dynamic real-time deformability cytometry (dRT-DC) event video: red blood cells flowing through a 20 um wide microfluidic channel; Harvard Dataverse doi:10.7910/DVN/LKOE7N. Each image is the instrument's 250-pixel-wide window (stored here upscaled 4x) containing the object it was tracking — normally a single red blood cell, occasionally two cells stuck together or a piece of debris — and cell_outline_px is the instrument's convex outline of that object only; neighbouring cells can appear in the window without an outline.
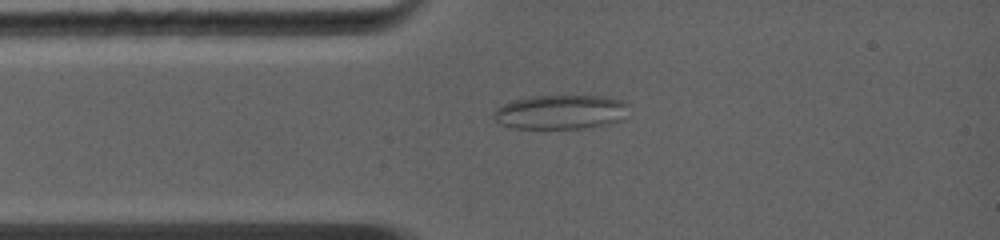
{"species": "common noctule bat (a hibernating species)", "species_latin": "Nyctalus noctula", "temperature_condition": "warm", "stored_images_in_passage": 9, "camera_frame_rate_fps": 5000, "um_per_image_px": 0.085, "animal": {"sex": "female", "body_mass_g": 19.0, "forearm_length_mm": 56.7}, "frame": {"image": 1, "passage_image": 3, "time_ms": 1.6, "image_size_px": [1000, 240], "cell_outline_px": [[628, 104], [624, 120], [604, 124], [580, 128], [512, 128], [500, 124], [492, 116], [496, 108], [512, 100], [532, 96], [600, 96], [624, 100]], "centroid_in_image_um": [47.64, 9.51], "position_along_channel_um": 37.4, "area_um2": 26.93}}
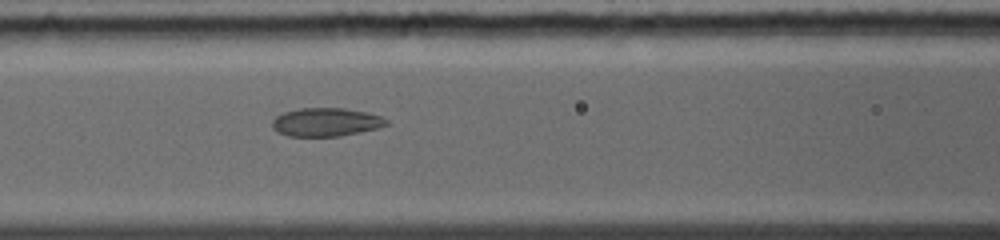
{"frame": {"image": 2, "passage_image": 6, "time_ms": 4.0, "image_size_px": [1000, 240], "cell_outline_px": [[388, 124], [376, 128], [360, 132], [340, 136], [288, 136], [272, 128], [272, 120], [276, 116], [284, 112], [300, 108], [344, 108], [364, 112], [380, 116], [388, 120]], "centroid_in_image_um": [27.68, 10.38], "position_along_channel_um": 138.9, "area_um2": 18.73}}
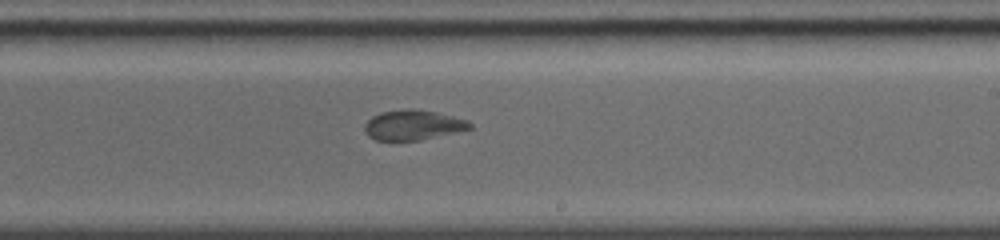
{"frame": {"image": 3, "passage_image": 9, "time_ms": 6.6, "image_size_px": [1000, 240], "cell_outline_px": [[472, 128], [456, 132], [420, 140], [376, 140], [368, 136], [364, 132], [364, 124], [372, 116], [380, 112], [404, 108], [412, 108], [436, 112], [468, 120], [472, 124]], "centroid_in_image_um": [35.08, 10.61], "position_along_channel_um": 253.9, "area_um2": 18.5}}